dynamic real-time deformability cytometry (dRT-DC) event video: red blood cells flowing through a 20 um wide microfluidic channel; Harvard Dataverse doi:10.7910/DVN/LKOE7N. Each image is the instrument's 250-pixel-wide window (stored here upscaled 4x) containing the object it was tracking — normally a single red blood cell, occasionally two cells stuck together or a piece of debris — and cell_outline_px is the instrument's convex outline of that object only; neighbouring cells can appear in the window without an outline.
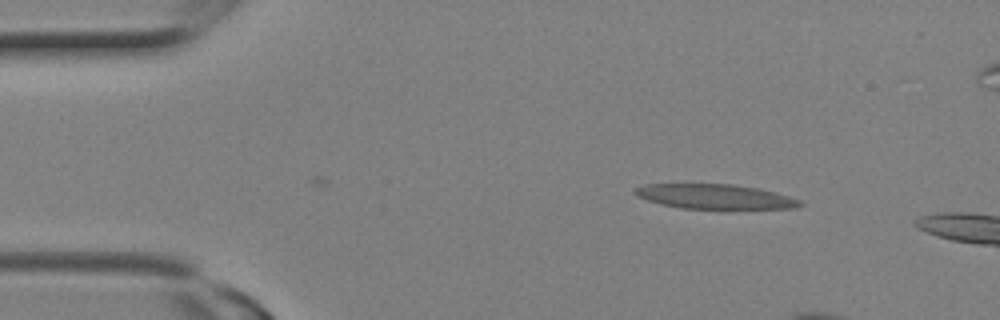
{"species": "Egyptian fruit bat (a non-hibernating species)", "species_latin": "Rousettus aegyptiacus", "temperature_condition": "room temperature", "stored_images_in_passage": 3, "camera_frame_rate_fps": 3000, "um_per_image_px": 0.085, "animal": {"sex": "female"}, "frame": {"image": 1, "passage_image": 1, "time_ms": 0.0, "image_size_px": [1000, 320], "cell_outline_px": [[804, 204], [796, 208], [680, 208], [660, 204], [636, 196], [632, 192], [632, 188], [644, 184], [732, 184], [760, 188], [776, 192], [800, 200]], "centroid_in_image_um": [60.72, 16.69], "position_along_channel_um": 24.3, "area_um2": 23.76}}